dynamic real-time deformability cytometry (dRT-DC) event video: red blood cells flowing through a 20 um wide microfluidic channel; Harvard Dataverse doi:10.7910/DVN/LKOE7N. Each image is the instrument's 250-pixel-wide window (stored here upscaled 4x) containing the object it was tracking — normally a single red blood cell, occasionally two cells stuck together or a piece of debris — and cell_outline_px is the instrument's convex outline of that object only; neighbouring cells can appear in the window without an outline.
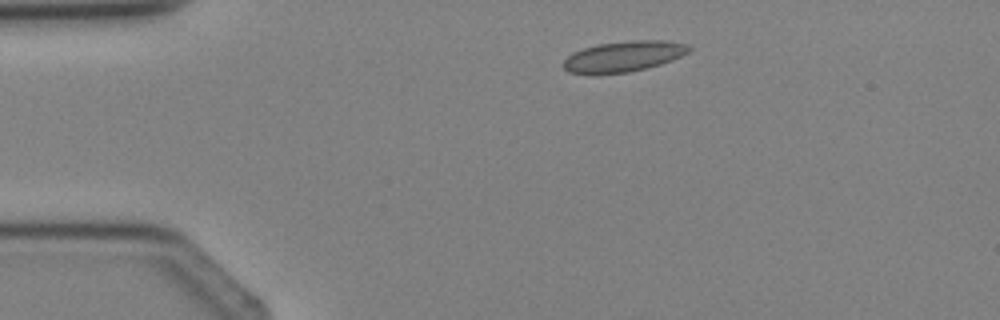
{"species": "Egyptian fruit bat (a non-hibernating species)", "species_latin": "Rousettus aegyptiacus", "temperature_condition": "cold", "stored_images_in_passage": 2, "camera_frame_rate_fps": 3000, "um_per_image_px": 0.085, "animal": {"sex": "female"}, "frame": {"image": 1, "passage_image": 2, "time_ms": 1.333, "image_size_px": [1000, 320], "cell_outline_px": [[692, 48], [688, 52], [672, 60], [660, 64], [628, 72], [568, 72], [564, 68], [564, 60], [572, 52], [596, 44], [632, 40], [664, 40], [688, 44]], "centroid_in_image_um": [53.05, 4.75], "position_along_channel_um": 32.0, "area_um2": 21.91}}